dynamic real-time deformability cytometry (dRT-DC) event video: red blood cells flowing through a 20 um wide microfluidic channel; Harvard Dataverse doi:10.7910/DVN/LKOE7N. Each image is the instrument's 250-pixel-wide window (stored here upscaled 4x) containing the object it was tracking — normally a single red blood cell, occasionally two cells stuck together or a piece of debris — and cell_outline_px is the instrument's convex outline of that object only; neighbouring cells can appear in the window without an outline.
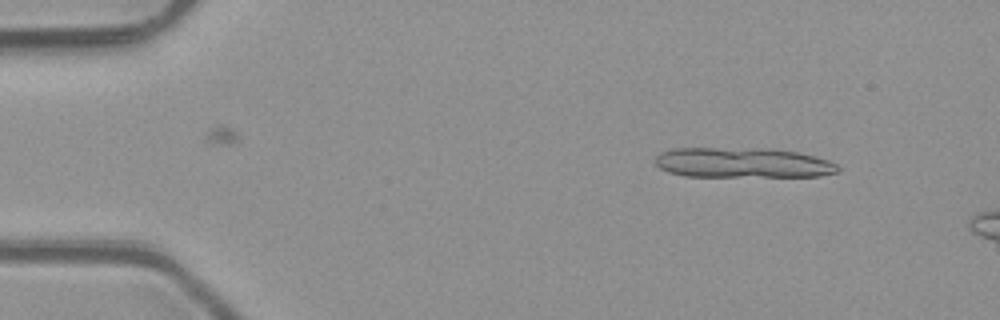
{"species": "common noctule bat (a hibernating species)", "species_latin": "Nyctalus noctula", "temperature_condition": "room temperature", "stored_images_in_passage": 5, "camera_frame_rate_fps": 3000, "um_per_image_px": 0.085, "animal": {"sex": "male", "body_mass_g": 23.1, "forearm_length_mm": 52.7}, "frame": {"image": 1, "passage_image": 1, "time_ms": 0.0, "image_size_px": [1000, 320], "cell_outline_px": [[836, 172], [816, 176], [692, 176], [672, 172], [664, 168], [660, 164], [668, 152], [692, 148], [700, 148], [792, 152], [824, 160], [832, 164]], "centroid_in_image_um": [63.21, 13.88], "position_along_channel_um": 21.8, "area_um2": 28.9}}